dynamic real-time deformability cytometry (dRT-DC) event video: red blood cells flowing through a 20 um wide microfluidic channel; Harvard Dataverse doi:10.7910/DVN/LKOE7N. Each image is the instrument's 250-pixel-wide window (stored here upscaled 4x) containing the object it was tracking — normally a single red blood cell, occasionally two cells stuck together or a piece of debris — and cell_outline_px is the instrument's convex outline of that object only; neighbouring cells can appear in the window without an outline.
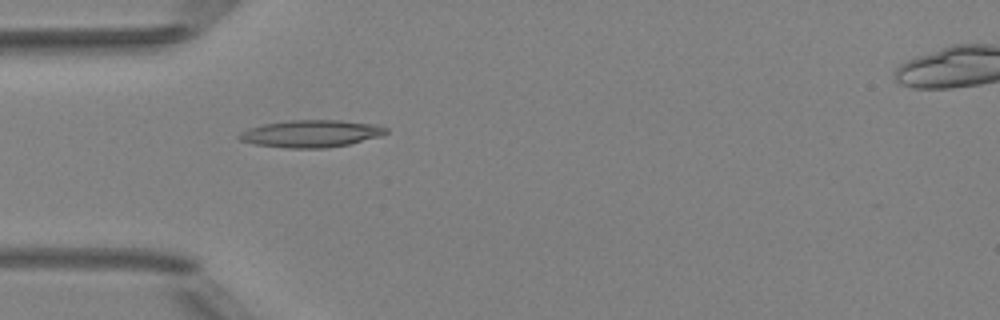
{"species": "Egyptian fruit bat (a non-hibernating species)", "species_latin": "Rousettus aegyptiacus", "temperature_condition": "room temperature", "stored_images_in_passage": 5, "camera_frame_rate_fps": 3000, "um_per_image_px": 0.085, "animal": {"sex": "female"}, "frame": {"image": 1, "passage_image": 4, "time_ms": 4.333, "image_size_px": [1000, 320], "cell_outline_px": [[388, 132], [380, 136], [348, 144], [324, 148], [284, 148], [252, 144], [240, 140], [236, 136], [240, 132], [248, 128], [264, 124], [288, 120], [340, 120], [380, 124], [388, 128]], "centroid_in_image_um": [26.43, 11.35], "position_along_channel_um": 58.6, "area_um2": 23.52}}